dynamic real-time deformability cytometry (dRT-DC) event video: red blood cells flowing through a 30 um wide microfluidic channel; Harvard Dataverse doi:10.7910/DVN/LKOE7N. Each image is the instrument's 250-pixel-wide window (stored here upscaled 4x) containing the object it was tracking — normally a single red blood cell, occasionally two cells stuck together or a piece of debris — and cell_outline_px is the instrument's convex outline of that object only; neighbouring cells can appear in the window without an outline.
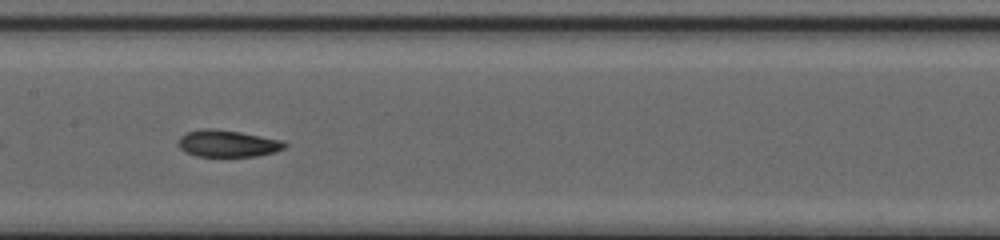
{"species": "common noctule bat (a hibernating species)", "species_latin": "Nyctalus noctula", "temperature_condition": "cold", "stored_images_in_passage": 33, "camera_frame_rate_fps": 3000, "um_per_image_px": 0.085, "animal": {"sex": "female", "body_mass_g": 20.0, "forearm_length_mm": 54.0}, "frame": {"image": 1, "passage_image": 10, "time_ms": 3.0, "image_size_px": [1000, 240], "cell_outline_px": [[288, 144], [284, 148], [276, 152], [256, 156], [196, 156], [184, 152], [180, 148], [176, 140], [184, 132], [204, 128], [216, 128], [240, 132], [284, 140]], "centroid_in_image_um": [19.32, 12.19], "position_along_channel_um": 188.1, "area_um2": 16.99}}
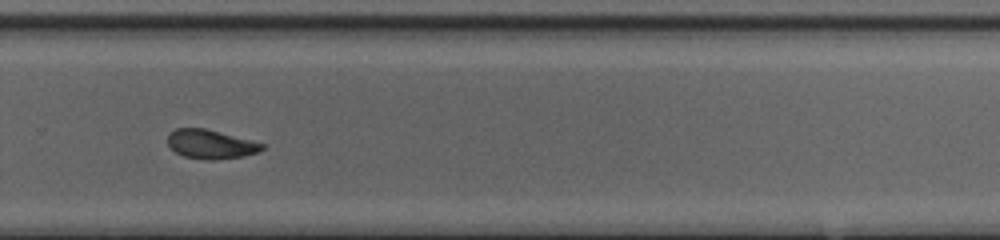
{"frame": {"image": 2, "passage_image": 19, "time_ms": 6.0, "image_size_px": [1000, 240], "cell_outline_px": [[264, 148], [256, 152], [244, 156], [212, 160], [204, 160], [184, 156], [176, 152], [168, 144], [168, 132], [176, 128], [204, 128], [264, 144]], "centroid_in_image_um": [17.86, 12.26], "position_along_channel_um": 311.9, "area_um2": 15.72}, "authors_computed_cell_mechanics": {"area_um2": 16.5308, "velocity_mm_per_s": 4.1451, "shape_relaxation_time_tau1_ms": null, "shape_relaxation_time_tau2_ms": 2.3868, "deformation_change_tau1": null, "deformation_change_tau2": 0.0812}}